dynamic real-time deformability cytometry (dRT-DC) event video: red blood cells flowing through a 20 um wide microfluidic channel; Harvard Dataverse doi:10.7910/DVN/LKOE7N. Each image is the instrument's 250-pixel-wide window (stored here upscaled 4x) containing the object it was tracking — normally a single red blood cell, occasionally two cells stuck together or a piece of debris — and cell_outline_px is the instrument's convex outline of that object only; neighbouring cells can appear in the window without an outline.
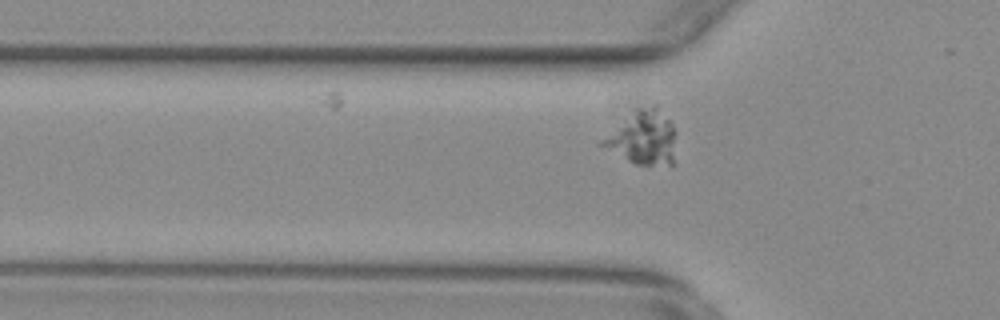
{"species": "common noctule bat (a hibernating species)", "species_latin": "Nyctalus noctula", "temperature_condition": "warm", "stored_images_in_passage": 27, "camera_frame_rate_fps": 3000, "um_per_image_px": 0.085, "animal": {"sex": "female", "body_mass_g": 29.2, "forearm_length_mm": 56.3}, "frame": {"image": 1, "passage_image": 2, "time_ms": 0.333, "image_size_px": [1000, 320], "cell_outline_px": [[676, 164], [636, 164], [596, 144], [632, 108], [656, 104], [660, 104], [672, 124], [676, 132]], "centroid_in_image_um": [54.68, 11.64], "position_along_channel_um": 71.1, "area_um2": 24.16}}
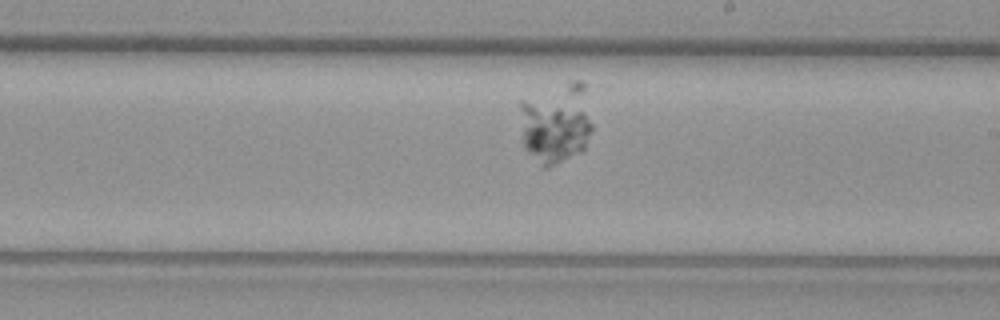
{"frame": {"image": 2, "passage_image": 16, "time_ms": 5.0, "image_size_px": [1000, 320], "cell_outline_px": [[592, 128], [584, 148], [580, 152], [548, 168], [544, 168], [524, 148], [520, 108], [520, 100], [524, 100], [584, 112], [592, 124]], "centroid_in_image_um": [47.01, 11.23], "position_along_channel_um": 242.0, "area_um2": 25.03}}
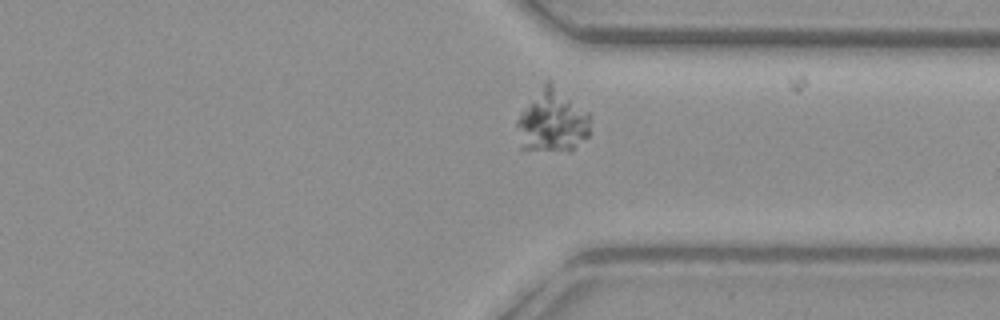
{"frame": {"image": 3, "passage_image": 26, "time_ms": 8.333, "image_size_px": [1000, 320], "cell_outline_px": [[588, 136], [568, 152], [520, 148], [516, 124], [516, 120], [544, 80], [548, 80], [588, 112]], "centroid_in_image_um": [46.91, 10.3], "position_along_channel_um": 364.5, "area_um2": 26.47}}